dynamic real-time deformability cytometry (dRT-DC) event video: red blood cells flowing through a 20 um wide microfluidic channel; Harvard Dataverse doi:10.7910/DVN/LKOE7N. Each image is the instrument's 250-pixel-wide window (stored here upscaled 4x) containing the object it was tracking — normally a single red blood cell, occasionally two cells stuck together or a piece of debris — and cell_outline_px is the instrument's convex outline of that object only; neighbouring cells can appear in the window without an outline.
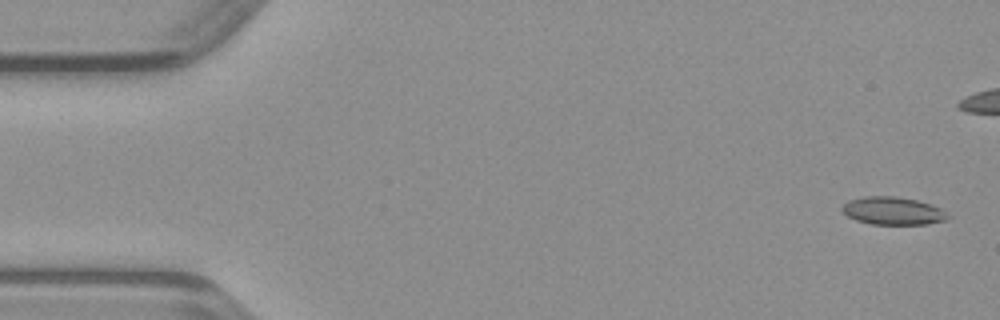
{"species": "common noctule bat (a hibernating species)", "species_latin": "Nyctalus noctula", "temperature_condition": "warm", "stored_images_in_passage": 39, "camera_frame_rate_fps": 3000, "um_per_image_px": 0.085, "animal": {"sex": "male", "body_mass_g": 23.1, "forearm_length_mm": 52.7}, "frame": {"image": 1, "passage_image": 2, "time_ms": 0.333, "image_size_px": [1000, 320], "cell_outline_px": [[952, 216], [948, 220], [924, 224], [872, 224], [856, 220], [848, 216], [840, 208], [848, 200], [864, 196], [896, 196], [916, 200], [932, 204], [940, 208]], "centroid_in_image_um": [75.92, 17.92], "position_along_channel_um": 9.1, "area_um2": 17.22}}
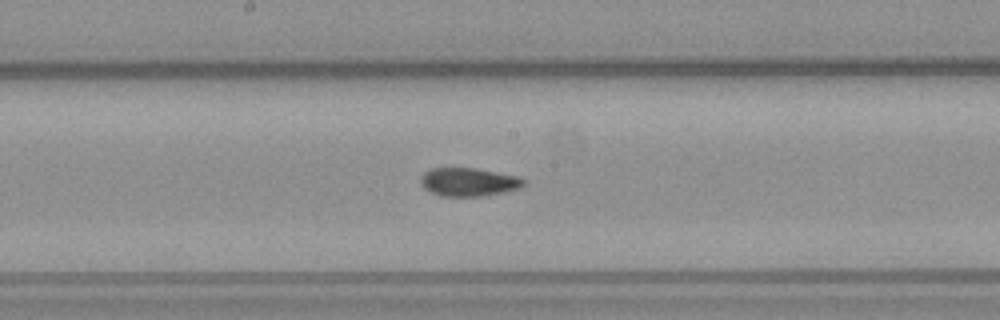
{"frame": {"image": 2, "passage_image": 25, "time_ms": 8.0, "image_size_px": [1000, 320], "cell_outline_px": [[524, 184], [520, 188], [484, 196], [440, 196], [424, 188], [420, 184], [420, 176], [424, 172], [432, 168], [476, 168], [520, 176], [524, 180]], "centroid_in_image_um": [39.82, 15.46], "position_along_channel_um": 208.4, "area_um2": 17.11}}
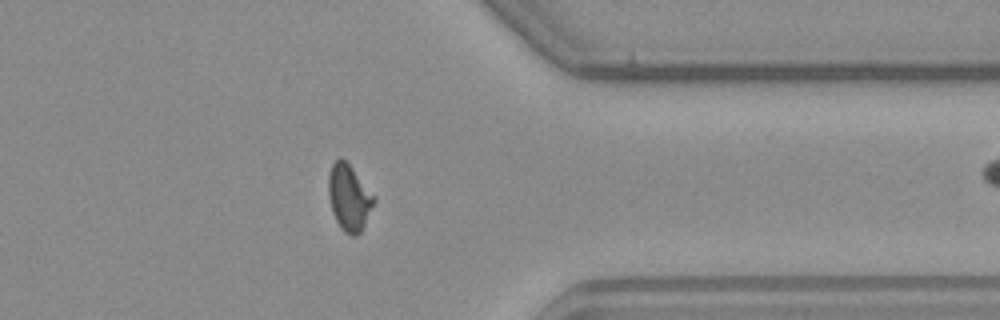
{"frame": {"image": 3, "passage_image": 38, "time_ms": 12.333, "image_size_px": [1000, 320], "cell_outline_px": [[376, 200], [360, 232], [356, 236], [352, 236], [344, 232], [336, 220], [332, 212], [328, 196], [328, 176], [332, 164], [340, 156], [352, 168], [376, 196]], "centroid_in_image_um": [29.67, 16.79], "position_along_channel_um": 381.7, "area_um2": 17.51}}